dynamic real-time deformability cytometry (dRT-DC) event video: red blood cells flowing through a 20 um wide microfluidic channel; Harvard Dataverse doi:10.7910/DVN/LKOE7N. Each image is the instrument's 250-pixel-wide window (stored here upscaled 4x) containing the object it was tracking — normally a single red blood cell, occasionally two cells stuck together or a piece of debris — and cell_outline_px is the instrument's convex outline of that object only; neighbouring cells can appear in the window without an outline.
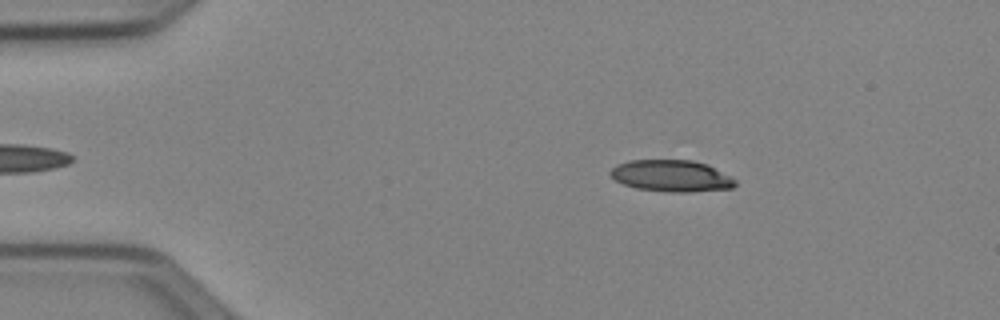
{"species": "Egyptian fruit bat (a non-hibernating species)", "species_latin": "Rousettus aegyptiacus", "temperature_condition": "cold", "stored_images_in_passage": 46, "camera_frame_rate_fps": 3000, "um_per_image_px": 0.085, "animal": {"sex": "female"}, "frame": {"image": 1, "passage_image": 4, "time_ms": 1.0, "image_size_px": [1000, 320], "cell_outline_px": [[736, 184], [732, 188], [692, 192], [668, 192], [636, 188], [624, 184], [616, 180], [608, 172], [616, 164], [628, 160], [692, 160], [708, 164], [732, 176], [736, 180]], "centroid_in_image_um": [57.09, 14.94], "position_along_channel_um": 27.9, "area_um2": 23.24}}
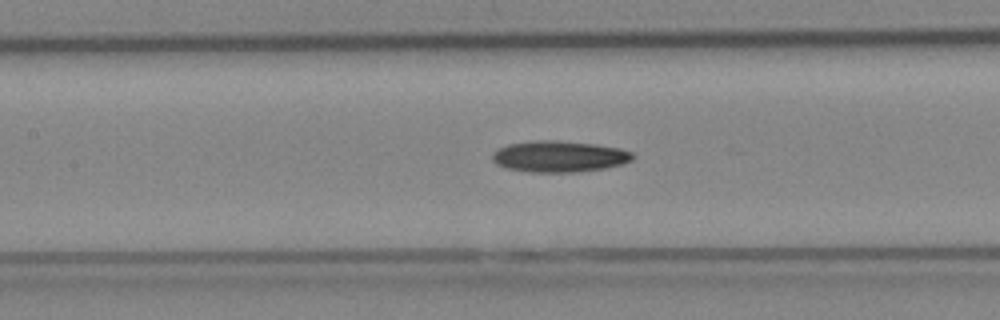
{"frame": {"image": 2, "passage_image": 19, "time_ms": 6.0, "image_size_px": [1000, 320], "cell_outline_px": [[636, 156], [632, 160], [624, 164], [604, 168], [576, 172], [528, 172], [504, 168], [496, 164], [492, 160], [492, 152], [508, 144], [536, 140], [556, 140], [596, 144], [620, 148], [632, 152]], "centroid_in_image_um": [47.54, 13.3], "position_along_channel_um": 159.9, "area_um2": 25.84}}
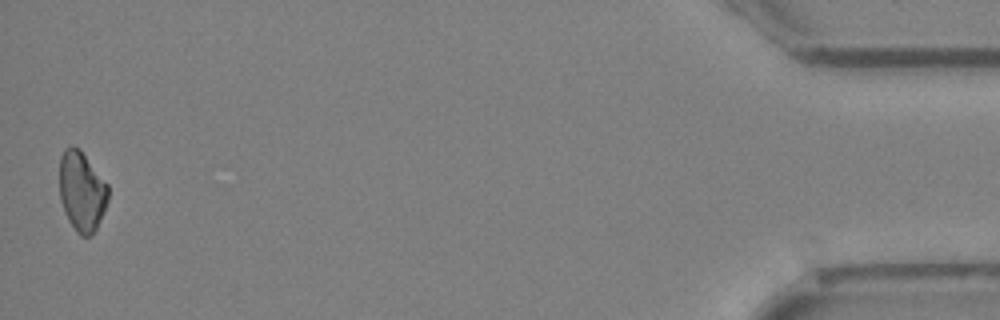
{"frame": {"image": 3, "passage_image": 46, "time_ms": 15.0, "image_size_px": [1000, 320], "cell_outline_px": [[108, 200], [104, 212], [96, 228], [88, 236], [80, 236], [76, 232], [68, 220], [64, 212], [60, 200], [60, 156], [64, 148], [72, 144], [80, 148], [108, 184]], "centroid_in_image_um": [6.94, 16.22], "position_along_channel_um": 428.3, "area_um2": 22.89}}